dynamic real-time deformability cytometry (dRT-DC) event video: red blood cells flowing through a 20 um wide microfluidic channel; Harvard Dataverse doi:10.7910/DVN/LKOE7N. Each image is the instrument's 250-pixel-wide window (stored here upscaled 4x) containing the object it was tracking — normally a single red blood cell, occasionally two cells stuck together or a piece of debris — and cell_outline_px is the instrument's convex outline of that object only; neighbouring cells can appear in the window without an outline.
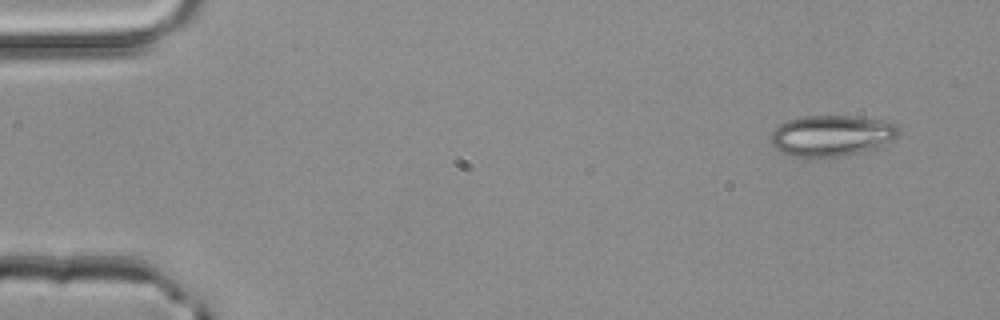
{"species": "common noctule bat (a hibernating species)", "species_latin": "Nyctalus noctula", "temperature_condition": "room temperature", "stored_images_in_passage": 3, "camera_frame_rate_fps": 3000, "um_per_image_px": 0.085, "animal": {"sex": "male", "body_mass_g": 20.4}, "frame": {"image": 1, "passage_image": 1, "time_ms": 0.0, "image_size_px": [1000, 320], "cell_outline_px": [[900, 136], [876, 148], [840, 156], [792, 156], [776, 148], [772, 144], [772, 132], [780, 124], [788, 120], [804, 116], [852, 116], [892, 120], [900, 124]], "centroid_in_image_um": [70.8, 11.49], "position_along_channel_um": 14.2, "area_um2": 30.58}}
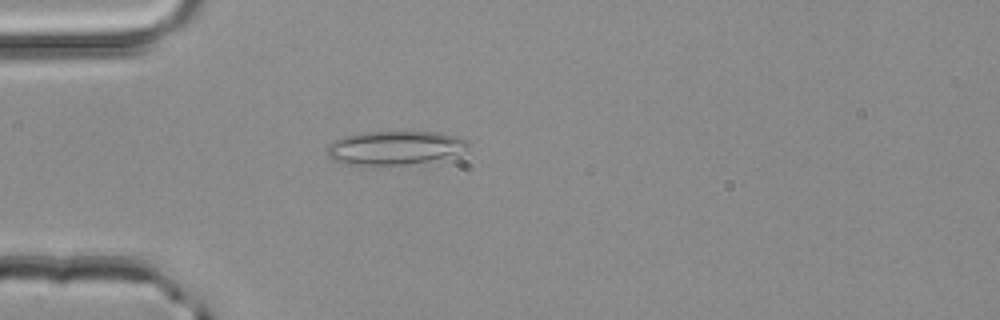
{"frame": {"image": 2, "passage_image": 3, "time_ms": 0.667, "image_size_px": [1000, 320], "cell_outline_px": [[468, 148], [456, 152], [428, 160], [404, 164], [348, 164], [332, 160], [328, 156], [328, 144], [344, 136], [364, 132], [440, 132], [460, 136], [468, 144]], "centroid_in_image_um": [33.48, 12.53], "position_along_channel_um": 51.5, "area_um2": 26.82}}